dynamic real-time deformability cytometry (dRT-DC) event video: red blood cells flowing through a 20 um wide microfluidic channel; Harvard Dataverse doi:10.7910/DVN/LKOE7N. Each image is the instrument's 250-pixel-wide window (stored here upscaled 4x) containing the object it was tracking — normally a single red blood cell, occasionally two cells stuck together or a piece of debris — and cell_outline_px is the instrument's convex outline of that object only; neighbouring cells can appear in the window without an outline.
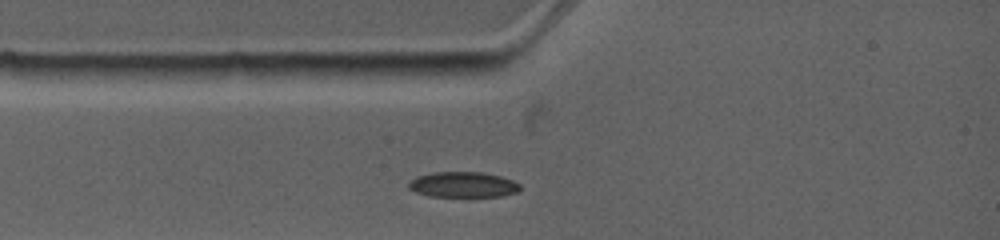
{"species": "common noctule bat (a hibernating species)", "species_latin": "Nyctalus noctula", "temperature_condition": "warm", "stored_images_in_passage": 5, "camera_frame_rate_fps": 4500, "um_per_image_px": 0.085, "animal": {"sex": "female", "body_mass_g": 19.0, "forearm_length_mm": 53.3}, "frame": {"image": 1, "passage_image": 1, "time_ms": 0.0, "image_size_px": [1000, 240], "cell_outline_px": [[520, 188], [516, 192], [500, 196], [428, 196], [416, 192], [408, 188], [408, 180], [416, 176], [432, 172], [484, 172], [500, 176], [512, 180], [520, 184]], "centroid_in_image_um": [39.31, 15.68], "position_along_channel_um": 45.7, "area_um2": 16.59}}
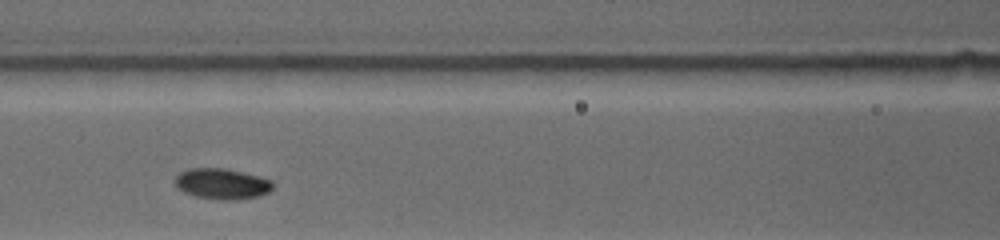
{"frame": {"image": 2, "passage_image": 4, "time_ms": 2.667, "image_size_px": [1000, 240], "cell_outline_px": [[272, 188], [268, 192], [260, 196], [236, 200], [220, 200], [196, 196], [184, 192], [176, 184], [176, 176], [180, 172], [188, 168], [224, 168], [272, 180]], "centroid_in_image_um": [18.87, 15.63], "position_along_channel_um": 147.7, "area_um2": 17.28}}
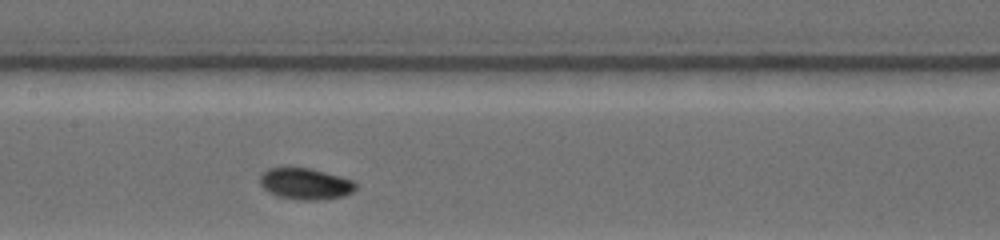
{"frame": {"image": 3, "passage_image": 5, "time_ms": 3.556, "image_size_px": [1000, 240], "cell_outline_px": [[356, 188], [352, 192], [344, 196], [316, 200], [304, 200], [280, 196], [268, 192], [260, 184], [260, 176], [268, 168], [308, 168], [340, 176], [352, 180], [356, 184]], "centroid_in_image_um": [25.96, 15.62], "position_along_channel_um": 181.4, "area_um2": 17.17}}